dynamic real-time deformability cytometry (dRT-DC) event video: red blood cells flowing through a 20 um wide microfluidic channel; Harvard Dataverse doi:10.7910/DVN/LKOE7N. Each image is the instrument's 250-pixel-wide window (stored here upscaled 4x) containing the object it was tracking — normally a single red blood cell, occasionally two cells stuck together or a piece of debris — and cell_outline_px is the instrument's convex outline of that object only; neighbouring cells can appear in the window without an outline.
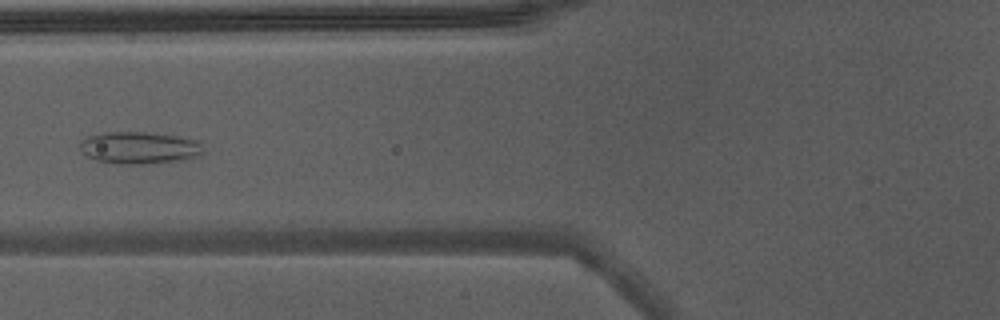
{"species": "Egyptian fruit bat (a non-hibernating species)", "species_latin": "Rousettus aegyptiacus", "temperature_condition": "warm", "stored_images_in_passage": 48, "camera_frame_rate_fps": 3000, "um_per_image_px": 0.085, "animal": {"sex": "male"}, "frame": {"image": 1, "passage_image": 21, "time_ms": 6.667, "image_size_px": [1000, 320], "cell_outline_px": [[204, 152], [200, 156], [184, 160], [144, 164], [116, 164], [96, 160], [80, 152], [80, 144], [88, 136], [104, 132], [144, 132], [176, 136], [204, 140]], "centroid_in_image_um": [11.93, 12.56], "position_along_channel_um": 113.9, "area_um2": 23.52}, "authors_computed_cell_mechanics": {"area_um2": 27.3972, "velocity_mm_per_s": 4.4166, "shape_relaxation_time_tau1_ms": null, "shape_relaxation_time_tau2_ms": 1.0766, "deformation_change_tau1": null, "deformation_change_tau2": 0.0725}}